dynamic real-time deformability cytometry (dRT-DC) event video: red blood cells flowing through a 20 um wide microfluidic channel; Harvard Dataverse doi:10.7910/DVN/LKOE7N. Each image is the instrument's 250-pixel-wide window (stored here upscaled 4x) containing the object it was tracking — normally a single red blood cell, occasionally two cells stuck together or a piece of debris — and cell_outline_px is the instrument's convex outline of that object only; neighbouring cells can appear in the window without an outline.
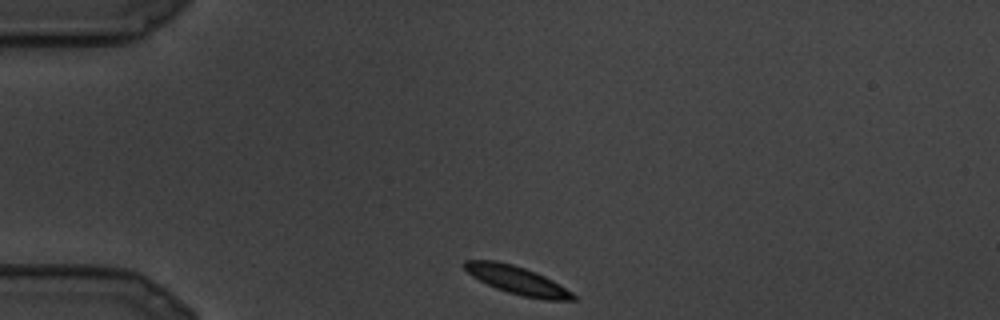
{"species": "common noctule bat (a hibernating species)", "species_latin": "Nyctalus noctula", "temperature_condition": "cold", "stored_images_in_passage": 5, "camera_frame_rate_fps": 3000, "um_per_image_px": 0.085, "animal": {"sex": "male", "body_mass_g": 19.5, "forearm_length_mm": 54.6}, "frame": {"image": 1, "passage_image": 1, "time_ms": 0.0, "image_size_px": [1000, 320], "cell_outline_px": [[576, 300], [544, 300], [524, 296], [508, 292], [496, 288], [472, 276], [460, 264], [464, 260], [496, 260], [512, 264], [536, 272], [552, 280], [572, 292], [576, 296]], "centroid_in_image_um": [43.94, 23.81], "position_along_channel_um": 41.1, "area_um2": 17.69}}
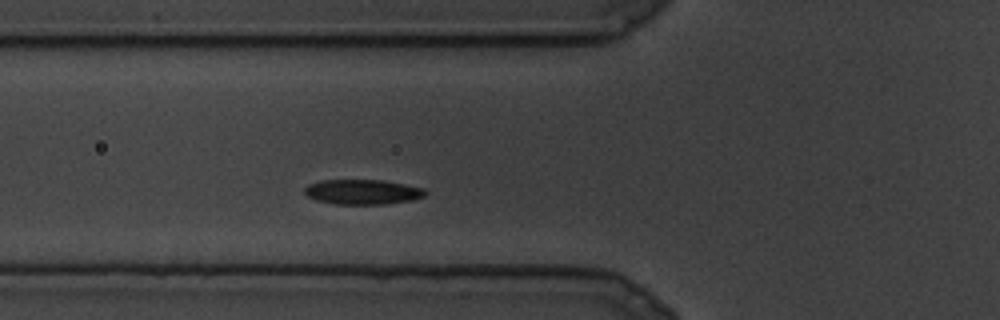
{"frame": {"image": 2, "passage_image": 5, "time_ms": 1.333, "image_size_px": [1000, 320], "cell_outline_px": [[428, 192], [424, 196], [412, 200], [384, 204], [336, 204], [316, 200], [308, 196], [304, 192], [304, 188], [308, 184], [320, 180], [384, 180], [424, 188]], "centroid_in_image_um": [30.82, 16.31], "position_along_channel_um": 95.0, "area_um2": 17.57}}